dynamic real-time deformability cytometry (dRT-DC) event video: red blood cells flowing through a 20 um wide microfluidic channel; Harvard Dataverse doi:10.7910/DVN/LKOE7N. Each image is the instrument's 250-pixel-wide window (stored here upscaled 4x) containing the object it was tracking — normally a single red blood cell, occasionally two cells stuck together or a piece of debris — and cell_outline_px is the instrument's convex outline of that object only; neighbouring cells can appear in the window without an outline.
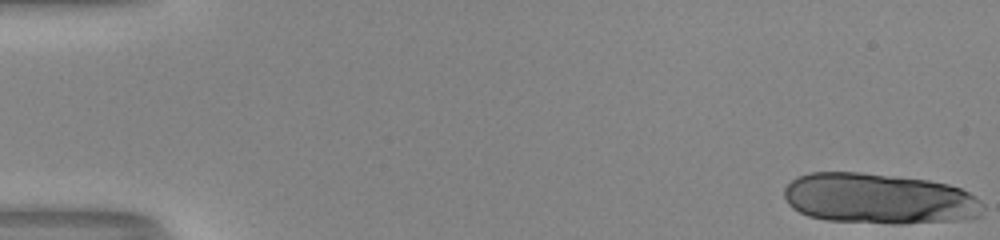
{"species": "human", "species_latin": "Homo sapiens", "temperature_condition": "room temperature", "stored_images_in_passage": 17, "camera_frame_rate_fps": 3000, "um_per_image_px": 0.085, "donor": {"sex": "male"}, "frame": {"image": 1, "passage_image": 1, "time_ms": 0.0, "image_size_px": [1000, 240], "cell_outline_px": [[984, 216], [972, 220], [904, 224], [892, 224], [828, 220], [808, 216], [792, 208], [788, 204], [784, 196], [784, 188], [796, 176], [808, 172], [860, 172], [928, 180], [948, 184], [960, 188], [976, 196], [984, 204]], "centroid_in_image_um": [74.79, 16.9], "position_along_channel_um": 10.2, "area_um2": 59.65}}